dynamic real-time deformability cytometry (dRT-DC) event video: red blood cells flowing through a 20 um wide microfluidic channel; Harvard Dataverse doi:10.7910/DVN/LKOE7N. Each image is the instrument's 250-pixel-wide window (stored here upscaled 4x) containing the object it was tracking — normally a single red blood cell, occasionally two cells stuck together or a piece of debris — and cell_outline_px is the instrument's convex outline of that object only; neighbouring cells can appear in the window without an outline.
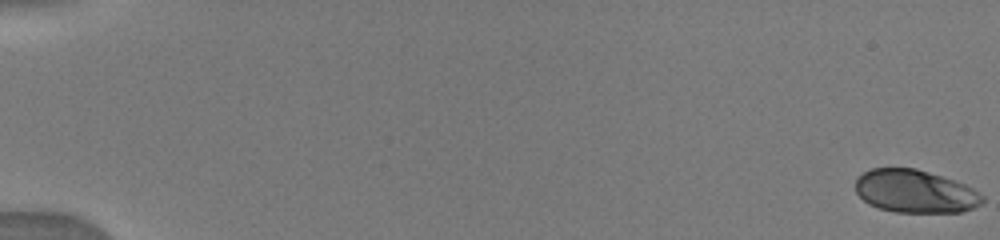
{"species": "human", "species_latin": "Homo sapiens", "temperature_condition": "warm", "stored_images_in_passage": 70, "camera_frame_rate_fps": 3000, "um_per_image_px": 0.085, "donor": {"sex": "male"}, "frame": {"image": 1, "passage_image": 1, "time_ms": 0.0, "image_size_px": [1000, 240], "cell_outline_px": [[984, 200], [980, 204], [972, 208], [960, 212], [896, 212], [876, 208], [868, 204], [856, 192], [856, 180], [864, 172], [872, 168], [916, 168], [964, 184], [980, 192], [984, 196]], "centroid_in_image_um": [77.77, 16.27], "position_along_channel_um": 7.2, "area_um2": 31.62}}
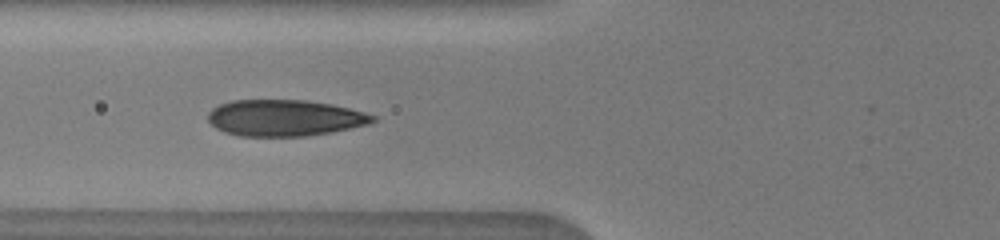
{"frame": {"image": 2, "passage_image": 30, "time_ms": 7.0, "image_size_px": [1000, 240], "cell_outline_px": [[376, 120], [368, 124], [332, 132], [304, 136], [240, 136], [224, 132], [216, 128], [208, 120], [208, 112], [212, 108], [220, 104], [232, 100], [304, 100], [332, 104], [364, 112], [376, 116]], "centroid_in_image_um": [24.18, 10.02], "position_along_channel_um": 101.6, "area_um2": 34.85}}
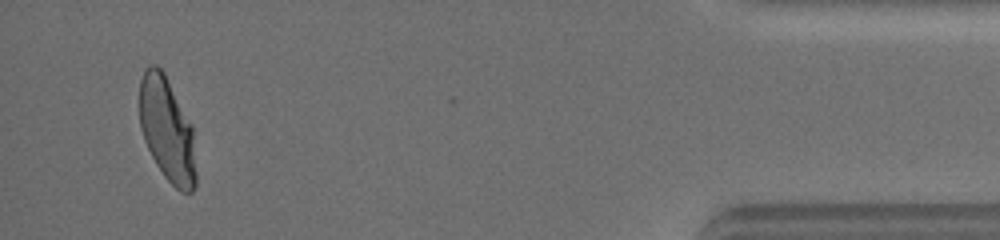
{"frame": {"image": 3, "passage_image": 67, "time_ms": 16.333, "image_size_px": [1000, 240], "cell_outline_px": [[196, 184], [192, 192], [180, 192], [164, 176], [156, 164], [144, 140], [140, 128], [140, 80], [144, 68], [152, 64], [156, 64], [164, 72], [192, 124], [196, 172]], "centroid_in_image_um": [14.2, 11.01], "position_along_channel_um": 421.0, "area_um2": 34.39}}